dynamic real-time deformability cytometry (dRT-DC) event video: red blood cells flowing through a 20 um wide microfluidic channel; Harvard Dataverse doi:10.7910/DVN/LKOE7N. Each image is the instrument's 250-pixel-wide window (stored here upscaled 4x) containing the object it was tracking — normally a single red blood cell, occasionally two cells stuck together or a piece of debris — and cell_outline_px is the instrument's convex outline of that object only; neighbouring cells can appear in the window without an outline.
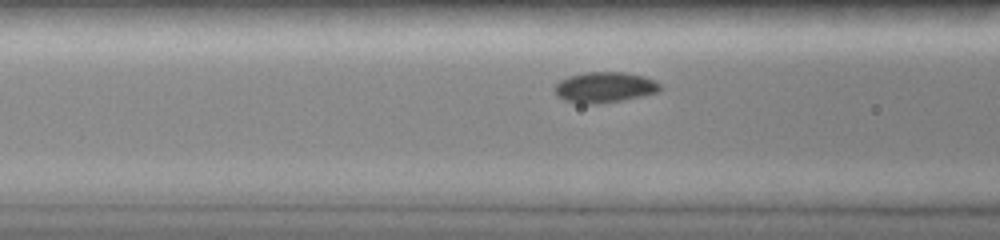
{"species": "common noctule bat (a hibernating species)", "species_latin": "Nyctalus noctula", "temperature_condition": "room temperature", "stored_images_in_passage": 13, "camera_frame_rate_fps": 3000, "um_per_image_px": 0.085, "animal": {"sex": "female", "body_mass_g": 19.0, "forearm_length_mm": 51.5}, "frame": {"image": 1, "passage_image": 4, "time_ms": 1.0, "image_size_px": [1000, 240], "cell_outline_px": [[660, 92], [624, 100], [596, 104], [584, 104], [564, 100], [556, 96], [552, 88], [560, 80], [568, 76], [584, 72], [624, 72], [644, 76], [656, 80], [660, 84]], "centroid_in_image_um": [51.38, 7.42], "position_along_channel_um": 115.2, "area_um2": 19.13}}